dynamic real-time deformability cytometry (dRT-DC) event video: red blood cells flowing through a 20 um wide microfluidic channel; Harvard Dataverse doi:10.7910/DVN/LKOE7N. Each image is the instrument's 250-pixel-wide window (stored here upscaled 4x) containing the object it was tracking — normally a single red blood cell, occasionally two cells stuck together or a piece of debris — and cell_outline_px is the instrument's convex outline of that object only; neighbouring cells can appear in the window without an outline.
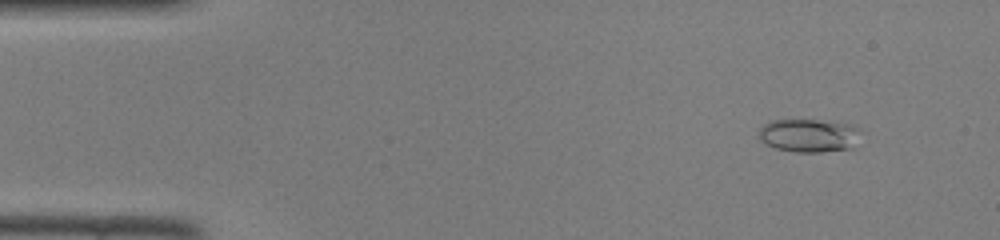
{"species": "common noctule bat (a hibernating species)", "species_latin": "Nyctalus noctula", "temperature_condition": "room temperature", "stored_images_in_passage": 43, "camera_frame_rate_fps": 3000, "um_per_image_px": 0.085, "animal": {"sex": "female", "body_mass_g": 22.0, "forearm_length_mm": 56.7}, "frame": {"image": 1, "passage_image": 1, "time_ms": 0.0, "image_size_px": [1000, 240], "cell_outline_px": [[860, 132], [852, 148], [820, 152], [796, 152], [776, 148], [760, 140], [760, 128], [764, 124], [772, 120], [816, 120], [852, 124]], "centroid_in_image_um": [68.75, 11.51], "position_along_channel_um": 16.2, "area_um2": 19.48}}
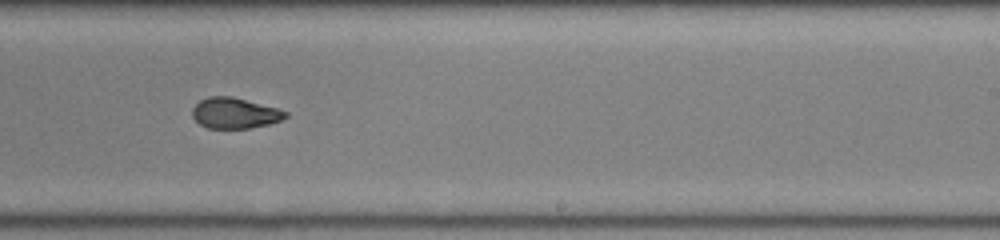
{"frame": {"image": 2, "passage_image": 25, "time_ms": 8.0, "image_size_px": [1000, 240], "cell_outline_px": [[288, 116], [280, 120], [268, 124], [248, 128], [208, 128], [200, 124], [192, 116], [192, 108], [200, 100], [208, 96], [232, 96], [276, 108], [288, 112]], "centroid_in_image_um": [19.93, 9.6], "position_along_channel_um": 269.1, "area_um2": 16.53}}
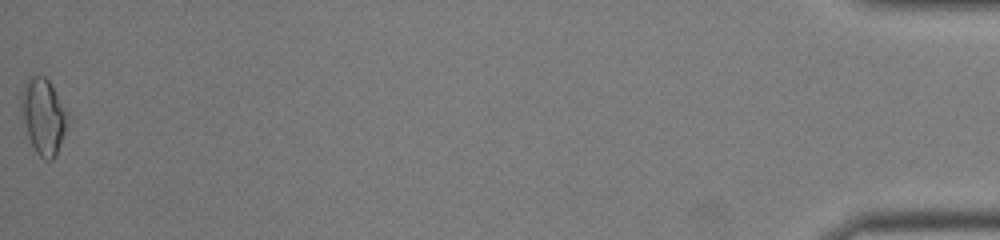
{"frame": {"image": 3, "passage_image": 43, "time_ms": 14.0, "image_size_px": [1000, 240], "cell_outline_px": [[68, 116], [64, 132], [56, 156], [52, 160], [44, 160], [36, 152], [28, 136], [20, 112], [20, 100], [28, 80], [32, 76], [44, 76], [48, 80], [68, 112]], "centroid_in_image_um": [3.68, 9.91], "position_along_channel_um": 431.5, "area_um2": 20.06}}